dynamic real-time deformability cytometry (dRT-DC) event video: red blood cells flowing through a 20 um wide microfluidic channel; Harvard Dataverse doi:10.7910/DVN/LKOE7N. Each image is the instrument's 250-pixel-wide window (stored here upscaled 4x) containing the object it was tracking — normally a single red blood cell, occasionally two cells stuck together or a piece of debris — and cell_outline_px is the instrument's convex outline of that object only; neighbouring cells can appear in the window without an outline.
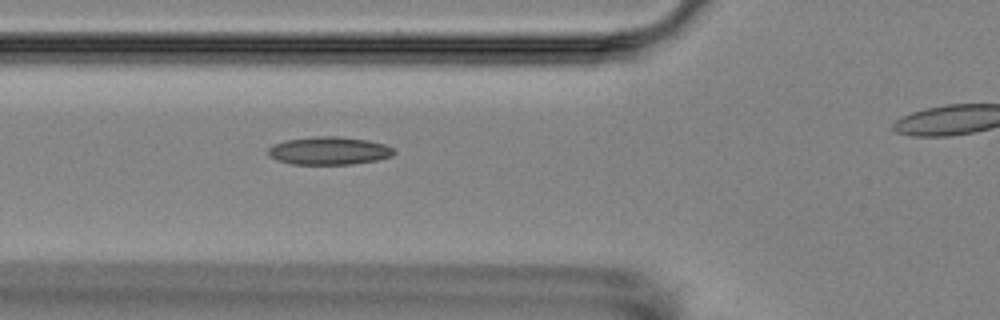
{"species": "Egyptian fruit bat (a non-hibernating species)", "species_latin": "Rousettus aegyptiacus", "temperature_condition": "room temperature", "stored_images_in_passage": 7, "camera_frame_rate_fps": 3000, "um_per_image_px": 0.085, "animal": {"sex": "female"}, "frame": {"image": 1, "passage_image": 6, "time_ms": 5.667, "image_size_px": [1000, 320], "cell_outline_px": [[396, 152], [392, 156], [376, 160], [352, 164], [292, 164], [276, 160], [268, 156], [268, 148], [272, 144], [284, 140], [316, 136], [340, 136], [368, 140], [384, 144], [392, 148]], "centroid_in_image_um": [27.93, 12.81], "position_along_channel_um": 97.9, "area_um2": 20.63}}